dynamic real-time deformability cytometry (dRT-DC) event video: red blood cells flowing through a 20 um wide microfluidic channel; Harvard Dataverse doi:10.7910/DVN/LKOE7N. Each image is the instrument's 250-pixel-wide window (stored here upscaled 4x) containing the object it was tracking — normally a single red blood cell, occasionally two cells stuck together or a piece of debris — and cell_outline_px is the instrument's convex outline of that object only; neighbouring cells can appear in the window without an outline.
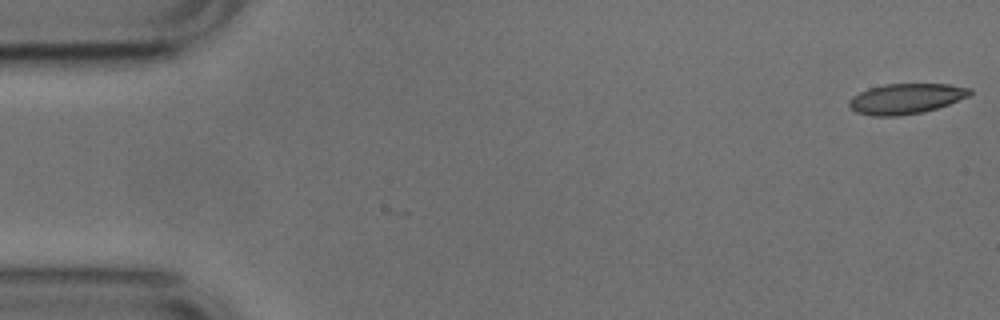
{"species": "common noctule bat (a hibernating species)", "species_latin": "Nyctalus noctula", "temperature_condition": "cold", "stored_images_in_passage": 10, "camera_frame_rate_fps": 3000, "um_per_image_px": 0.085, "animal": {"sex": "male", "body_mass_g": 17.9, "forearm_length_mm": 54.2}, "frame": {"image": 1, "passage_image": 1, "time_ms": 0.0, "image_size_px": [1000, 320], "cell_outline_px": [[972, 92], [968, 96], [948, 104], [924, 112], [896, 116], [872, 116], [856, 112], [848, 104], [848, 100], [852, 96], [868, 88], [884, 84], [948, 84], [972, 88]], "centroid_in_image_um": [76.98, 8.38], "position_along_channel_um": 8.0, "area_um2": 21.33}}